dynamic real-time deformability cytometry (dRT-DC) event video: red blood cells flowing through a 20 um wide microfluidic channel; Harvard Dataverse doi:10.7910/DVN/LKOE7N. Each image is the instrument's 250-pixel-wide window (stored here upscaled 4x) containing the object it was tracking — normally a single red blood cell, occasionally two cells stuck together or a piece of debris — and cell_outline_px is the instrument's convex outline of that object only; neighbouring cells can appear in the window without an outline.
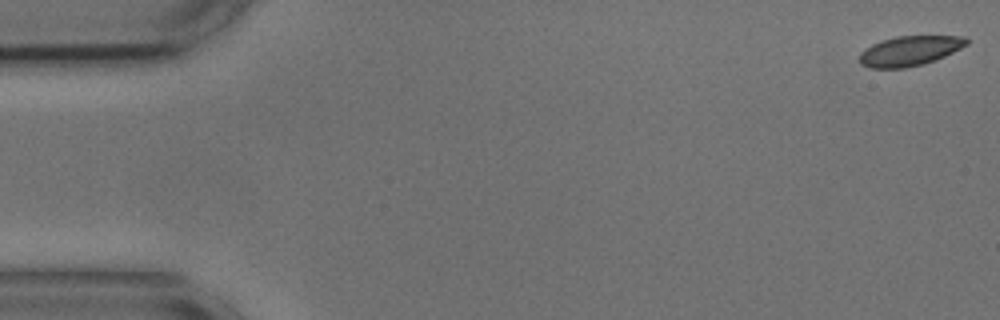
{"species": "common noctule bat (a hibernating species)", "species_latin": "Nyctalus noctula", "temperature_condition": "cold", "stored_images_in_passage": 54, "camera_frame_rate_fps": 3000, "um_per_image_px": 0.085, "animal": {"sex": "male", "body_mass_g": 17.9, "forearm_length_mm": 54.2}, "frame": {"image": 1, "passage_image": 1, "time_ms": 0.0, "image_size_px": [1000, 320], "cell_outline_px": [[968, 44], [936, 60], [924, 64], [904, 68], [868, 68], [860, 64], [860, 52], [864, 48], [872, 44], [896, 36], [964, 36], [968, 40]], "centroid_in_image_um": [77.3, 4.33], "position_along_channel_um": 7.7, "area_um2": 18.61}}
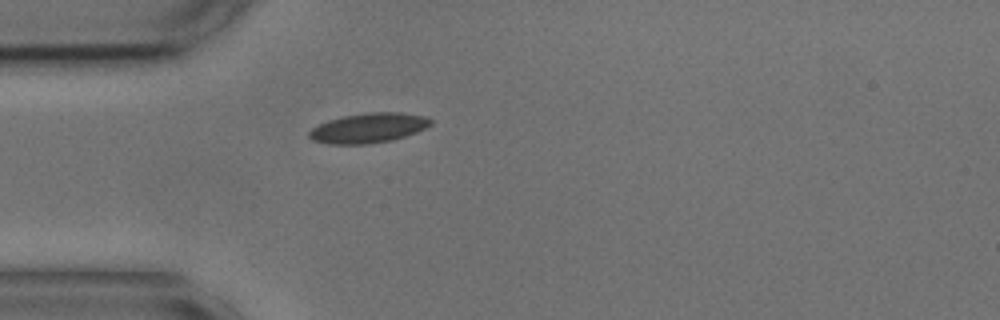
{"frame": {"image": 2, "passage_image": 15, "time_ms": 4.667, "image_size_px": [1000, 320], "cell_outline_px": [[432, 124], [416, 132], [392, 140], [368, 144], [328, 144], [312, 140], [308, 136], [308, 132], [312, 128], [328, 120], [344, 116], [368, 112], [400, 112], [428, 116], [432, 120]], "centroid_in_image_um": [31.32, 10.87], "position_along_channel_um": 53.7, "area_um2": 21.15}}
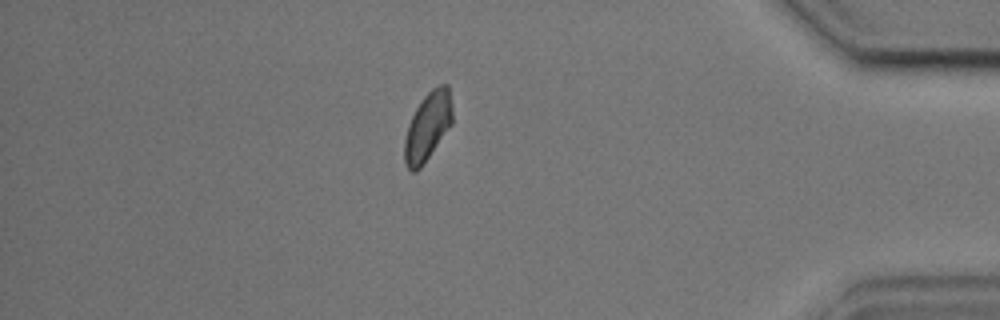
{"frame": {"image": 3, "passage_image": 47, "time_ms": 15.333, "image_size_px": [1000, 320], "cell_outline_px": [[452, 124], [420, 168], [416, 172], [412, 172], [404, 164], [404, 140], [408, 124], [416, 108], [424, 96], [432, 88], [440, 84], [448, 84], [452, 108]], "centroid_in_image_um": [36.34, 10.75], "position_along_channel_um": 398.9, "area_um2": 19.02}, "authors_computed_cell_mechanics": {"area_um2": 19.3919, "velocity_mm_per_s": 3.646, "shape_relaxation_time_tau1_ms": 3.2726, "shape_relaxation_time_tau2_ms": 6.7837, "deformation_change_tau1": 0.0793, "deformation_change_tau2": 0.0937}}